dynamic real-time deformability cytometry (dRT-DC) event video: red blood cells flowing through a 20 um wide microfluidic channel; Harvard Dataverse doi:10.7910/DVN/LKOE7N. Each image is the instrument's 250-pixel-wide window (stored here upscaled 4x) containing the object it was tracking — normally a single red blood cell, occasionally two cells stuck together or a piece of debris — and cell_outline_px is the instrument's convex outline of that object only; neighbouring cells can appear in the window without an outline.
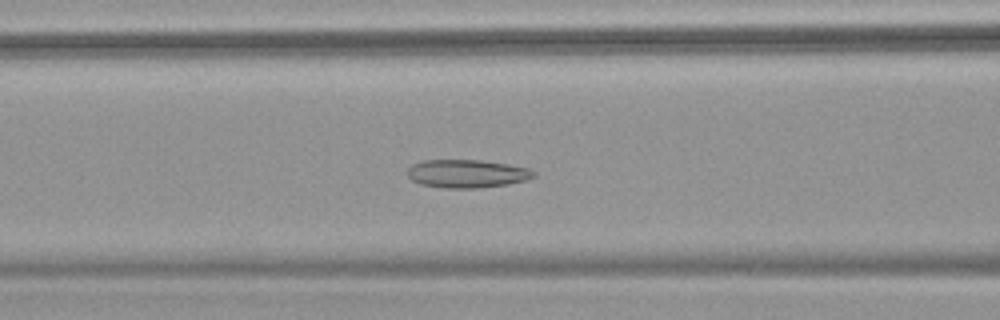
{"species": "common noctule bat (a hibernating species)", "species_latin": "Nyctalus noctula", "temperature_condition": "warm", "stored_images_in_passage": 54, "camera_frame_rate_fps": 3000, "um_per_image_px": 0.085, "animal": {"sex": "female", "body_mass_g": 18.4}, "frame": {"image": 1, "passage_image": 23, "time_ms": 7.333, "image_size_px": [1000, 320], "cell_outline_px": [[536, 176], [524, 180], [508, 184], [476, 188], [448, 188], [420, 184], [412, 180], [408, 176], [408, 168], [412, 164], [424, 160], [480, 160], [508, 164], [528, 168], [536, 172]], "centroid_in_image_um": [39.69, 14.75], "position_along_channel_um": 126.9, "area_um2": 20.63}}
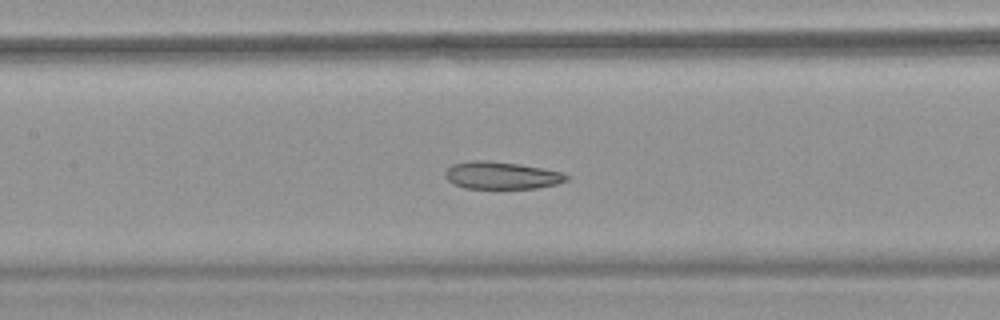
{"frame": {"image": 2, "passage_image": 26, "time_ms": 8.333, "image_size_px": [1000, 320], "cell_outline_px": [[568, 180], [556, 184], [536, 188], [464, 188], [452, 184], [444, 176], [444, 172], [452, 164], [472, 160], [484, 160], [520, 164], [564, 172], [568, 176]], "centroid_in_image_um": [42.61, 14.9], "position_along_channel_um": 164.8, "area_um2": 19.42}}
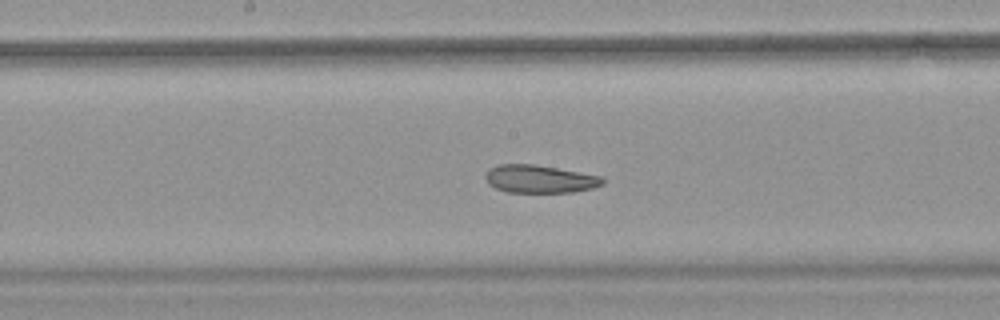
{"frame": {"image": 3, "passage_image": 29, "time_ms": 9.333, "image_size_px": [1000, 320], "cell_outline_px": [[604, 184], [592, 188], [572, 192], [508, 192], [496, 188], [488, 184], [484, 176], [488, 168], [496, 164], [536, 164], [600, 176], [604, 180]], "centroid_in_image_um": [45.82, 15.2], "position_along_channel_um": 202.4, "area_um2": 19.07}, "authors_computed_cell_mechanics": {"area_um2": 22.9466, "velocity_mm_per_s": 3.7866, "shape_relaxation_time_tau1_ms": null, "shape_relaxation_time_tau2_ms": 3.0527, "deformation_change_tau1": null, "deformation_change_tau2": 0.1045}}